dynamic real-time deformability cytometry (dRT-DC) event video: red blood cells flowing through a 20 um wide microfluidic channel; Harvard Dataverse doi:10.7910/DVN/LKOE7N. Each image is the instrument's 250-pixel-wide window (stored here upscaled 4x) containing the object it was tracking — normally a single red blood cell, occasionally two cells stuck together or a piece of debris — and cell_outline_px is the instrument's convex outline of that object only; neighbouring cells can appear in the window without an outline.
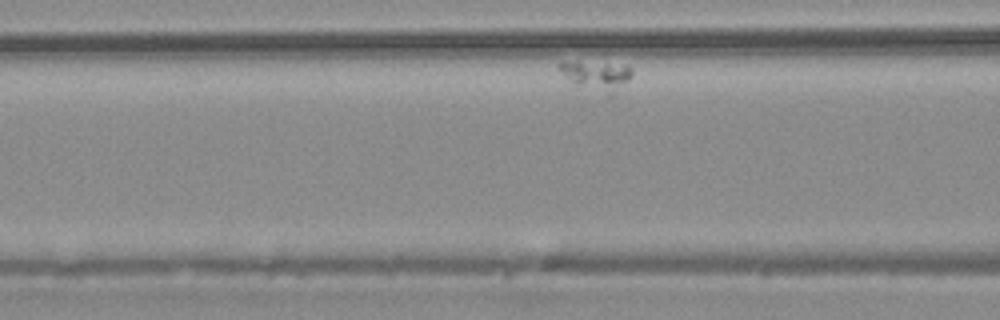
{"species": "common noctule bat (a hibernating species)", "species_latin": "Nyctalus noctula", "temperature_condition": "warm", "stored_images_in_passage": 19, "camera_frame_rate_fps": 3000, "um_per_image_px": 0.085, "animal": {"sex": "male", "body_mass_g": 20.4}, "frame": {"image": 1, "passage_image": 7, "time_ms": 2.0, "image_size_px": [1000, 320], "cell_outline_px": [[632, 76], [612, 96], [608, 96], [576, 84], [564, 76], [560, 68], [560, 60], [576, 60], [632, 68]], "centroid_in_image_um": [50.68, 6.43], "position_along_channel_um": 115.9, "area_um2": 12.2}}
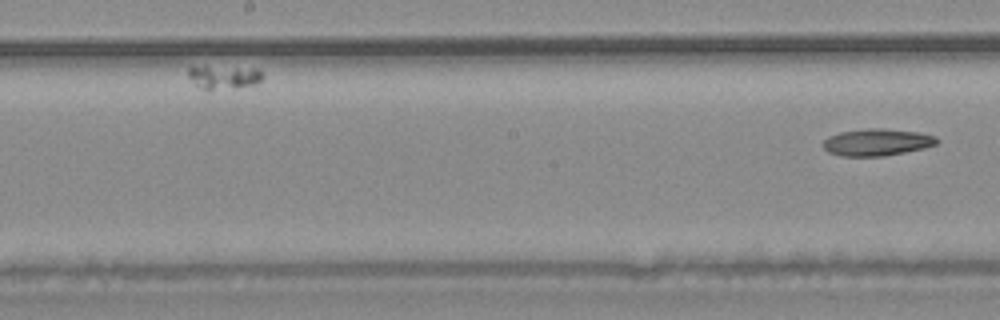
{"frame": {"image": 2, "passage_image": 19, "time_ms": 6.0, "image_size_px": [1000, 320], "cell_outline_px": [[940, 140], [936, 144], [924, 148], [884, 156], [840, 156], [828, 152], [824, 148], [824, 140], [828, 136], [840, 132], [868, 128], [880, 128], [920, 132], [936, 136]], "centroid_in_image_um": [74.55, 12.08], "position_along_channel_um": 173.6, "area_um2": 17.92}}